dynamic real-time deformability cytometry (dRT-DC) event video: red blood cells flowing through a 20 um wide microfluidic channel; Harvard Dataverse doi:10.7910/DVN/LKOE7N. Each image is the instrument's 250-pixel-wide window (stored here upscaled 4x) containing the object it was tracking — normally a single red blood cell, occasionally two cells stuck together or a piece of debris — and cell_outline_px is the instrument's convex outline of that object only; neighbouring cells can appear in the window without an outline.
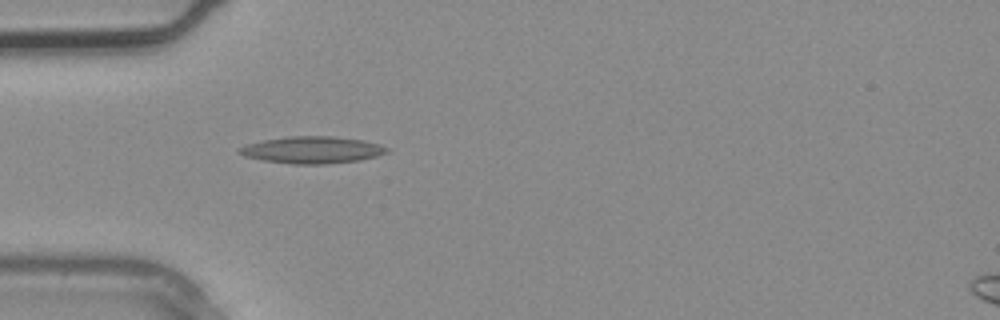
{"species": "common noctule bat (a hibernating species)", "species_latin": "Nyctalus noctula", "temperature_condition": "warm", "stored_images_in_passage": 4, "camera_frame_rate_fps": 3000, "um_per_image_px": 0.085, "animal": {"sex": "male", "body_mass_g": 20.4}, "frame": {"image": 1, "passage_image": 3, "time_ms": 0.667, "image_size_px": [1000, 320], "cell_outline_px": [[388, 152], [376, 156], [360, 160], [324, 164], [292, 164], [264, 160], [244, 156], [236, 152], [236, 148], [244, 144], [264, 140], [288, 136], [332, 136], [364, 140], [380, 144], [388, 148]], "centroid_in_image_um": [26.5, 12.74], "position_along_channel_um": 58.5, "area_um2": 23.29}}